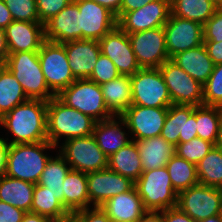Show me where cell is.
Instances as JSON below:
<instances>
[{
	"instance_id": "obj_1",
	"label": "cell",
	"mask_w": 222,
	"mask_h": 222,
	"mask_svg": "<svg viewBox=\"0 0 222 222\" xmlns=\"http://www.w3.org/2000/svg\"><path fill=\"white\" fill-rule=\"evenodd\" d=\"M0 125L13 136L0 137L8 145L47 141V101L28 99L0 118Z\"/></svg>"
},
{
	"instance_id": "obj_2",
	"label": "cell",
	"mask_w": 222,
	"mask_h": 222,
	"mask_svg": "<svg viewBox=\"0 0 222 222\" xmlns=\"http://www.w3.org/2000/svg\"><path fill=\"white\" fill-rule=\"evenodd\" d=\"M97 121L77 109L68 107L57 96L47 102V138L54 146L64 141L93 135Z\"/></svg>"
},
{
	"instance_id": "obj_3",
	"label": "cell",
	"mask_w": 222,
	"mask_h": 222,
	"mask_svg": "<svg viewBox=\"0 0 222 222\" xmlns=\"http://www.w3.org/2000/svg\"><path fill=\"white\" fill-rule=\"evenodd\" d=\"M56 149L48 140L37 143L9 145L5 175L37 184L52 155L45 150ZM44 152V153H43Z\"/></svg>"
},
{
	"instance_id": "obj_4",
	"label": "cell",
	"mask_w": 222,
	"mask_h": 222,
	"mask_svg": "<svg viewBox=\"0 0 222 222\" xmlns=\"http://www.w3.org/2000/svg\"><path fill=\"white\" fill-rule=\"evenodd\" d=\"M5 66L21 84L28 99H39L48 102L55 97L47 86L38 51L11 53Z\"/></svg>"
},
{
	"instance_id": "obj_5",
	"label": "cell",
	"mask_w": 222,
	"mask_h": 222,
	"mask_svg": "<svg viewBox=\"0 0 222 222\" xmlns=\"http://www.w3.org/2000/svg\"><path fill=\"white\" fill-rule=\"evenodd\" d=\"M135 187L147 211H163L177 206L178 193L172 186L166 166L143 171Z\"/></svg>"
},
{
	"instance_id": "obj_6",
	"label": "cell",
	"mask_w": 222,
	"mask_h": 222,
	"mask_svg": "<svg viewBox=\"0 0 222 222\" xmlns=\"http://www.w3.org/2000/svg\"><path fill=\"white\" fill-rule=\"evenodd\" d=\"M57 97L68 107L77 109L95 121L114 117L104 102L101 85L89 79H76Z\"/></svg>"
},
{
	"instance_id": "obj_7",
	"label": "cell",
	"mask_w": 222,
	"mask_h": 222,
	"mask_svg": "<svg viewBox=\"0 0 222 222\" xmlns=\"http://www.w3.org/2000/svg\"><path fill=\"white\" fill-rule=\"evenodd\" d=\"M38 56L47 86L55 96L76 80L68 65L67 53L62 43L45 40Z\"/></svg>"
},
{
	"instance_id": "obj_8",
	"label": "cell",
	"mask_w": 222,
	"mask_h": 222,
	"mask_svg": "<svg viewBox=\"0 0 222 222\" xmlns=\"http://www.w3.org/2000/svg\"><path fill=\"white\" fill-rule=\"evenodd\" d=\"M63 142L57 152L64 157L71 169L90 173L108 168V157L98 147L93 135Z\"/></svg>"
},
{
	"instance_id": "obj_9",
	"label": "cell",
	"mask_w": 222,
	"mask_h": 222,
	"mask_svg": "<svg viewBox=\"0 0 222 222\" xmlns=\"http://www.w3.org/2000/svg\"><path fill=\"white\" fill-rule=\"evenodd\" d=\"M133 105L169 107L172 101L159 68H141L130 76Z\"/></svg>"
},
{
	"instance_id": "obj_10",
	"label": "cell",
	"mask_w": 222,
	"mask_h": 222,
	"mask_svg": "<svg viewBox=\"0 0 222 222\" xmlns=\"http://www.w3.org/2000/svg\"><path fill=\"white\" fill-rule=\"evenodd\" d=\"M176 207L197 222L214 215H221L222 188L200 183L193 185L178 193Z\"/></svg>"
},
{
	"instance_id": "obj_11",
	"label": "cell",
	"mask_w": 222,
	"mask_h": 222,
	"mask_svg": "<svg viewBox=\"0 0 222 222\" xmlns=\"http://www.w3.org/2000/svg\"><path fill=\"white\" fill-rule=\"evenodd\" d=\"M159 70L175 105H203V85L193 79L171 59L165 61Z\"/></svg>"
},
{
	"instance_id": "obj_12",
	"label": "cell",
	"mask_w": 222,
	"mask_h": 222,
	"mask_svg": "<svg viewBox=\"0 0 222 222\" xmlns=\"http://www.w3.org/2000/svg\"><path fill=\"white\" fill-rule=\"evenodd\" d=\"M128 37L141 68H159L169 60L163 26L128 34Z\"/></svg>"
},
{
	"instance_id": "obj_13",
	"label": "cell",
	"mask_w": 222,
	"mask_h": 222,
	"mask_svg": "<svg viewBox=\"0 0 222 222\" xmlns=\"http://www.w3.org/2000/svg\"><path fill=\"white\" fill-rule=\"evenodd\" d=\"M167 112L168 107L153 108L131 104L120 117L127 124L130 139L138 141L160 136Z\"/></svg>"
},
{
	"instance_id": "obj_14",
	"label": "cell",
	"mask_w": 222,
	"mask_h": 222,
	"mask_svg": "<svg viewBox=\"0 0 222 222\" xmlns=\"http://www.w3.org/2000/svg\"><path fill=\"white\" fill-rule=\"evenodd\" d=\"M171 14V4L154 0L130 12H120L117 25L127 34L162 27Z\"/></svg>"
},
{
	"instance_id": "obj_15",
	"label": "cell",
	"mask_w": 222,
	"mask_h": 222,
	"mask_svg": "<svg viewBox=\"0 0 222 222\" xmlns=\"http://www.w3.org/2000/svg\"><path fill=\"white\" fill-rule=\"evenodd\" d=\"M166 35V50L171 59L177 53L203 44V25L170 14L163 26Z\"/></svg>"
},
{
	"instance_id": "obj_16",
	"label": "cell",
	"mask_w": 222,
	"mask_h": 222,
	"mask_svg": "<svg viewBox=\"0 0 222 222\" xmlns=\"http://www.w3.org/2000/svg\"><path fill=\"white\" fill-rule=\"evenodd\" d=\"M101 53L110 58L121 75L132 76L141 69L128 34L118 25L99 40Z\"/></svg>"
},
{
	"instance_id": "obj_17",
	"label": "cell",
	"mask_w": 222,
	"mask_h": 222,
	"mask_svg": "<svg viewBox=\"0 0 222 222\" xmlns=\"http://www.w3.org/2000/svg\"><path fill=\"white\" fill-rule=\"evenodd\" d=\"M80 12L82 39L99 41L117 26V17L92 0H73Z\"/></svg>"
},
{
	"instance_id": "obj_18",
	"label": "cell",
	"mask_w": 222,
	"mask_h": 222,
	"mask_svg": "<svg viewBox=\"0 0 222 222\" xmlns=\"http://www.w3.org/2000/svg\"><path fill=\"white\" fill-rule=\"evenodd\" d=\"M89 202L101 207L108 199L131 190L135 183L111 169L87 173Z\"/></svg>"
},
{
	"instance_id": "obj_19",
	"label": "cell",
	"mask_w": 222,
	"mask_h": 222,
	"mask_svg": "<svg viewBox=\"0 0 222 222\" xmlns=\"http://www.w3.org/2000/svg\"><path fill=\"white\" fill-rule=\"evenodd\" d=\"M45 40L65 43L82 39L80 28V12L78 5L72 0L56 16L44 24Z\"/></svg>"
},
{
	"instance_id": "obj_20",
	"label": "cell",
	"mask_w": 222,
	"mask_h": 222,
	"mask_svg": "<svg viewBox=\"0 0 222 222\" xmlns=\"http://www.w3.org/2000/svg\"><path fill=\"white\" fill-rule=\"evenodd\" d=\"M8 53L39 51L45 41L41 22L12 21L5 29Z\"/></svg>"
},
{
	"instance_id": "obj_21",
	"label": "cell",
	"mask_w": 222,
	"mask_h": 222,
	"mask_svg": "<svg viewBox=\"0 0 222 222\" xmlns=\"http://www.w3.org/2000/svg\"><path fill=\"white\" fill-rule=\"evenodd\" d=\"M68 65L76 79H88L101 53L99 41L78 39L63 43Z\"/></svg>"
},
{
	"instance_id": "obj_22",
	"label": "cell",
	"mask_w": 222,
	"mask_h": 222,
	"mask_svg": "<svg viewBox=\"0 0 222 222\" xmlns=\"http://www.w3.org/2000/svg\"><path fill=\"white\" fill-rule=\"evenodd\" d=\"M101 208L111 221L138 222L147 212L137 188L108 199Z\"/></svg>"
},
{
	"instance_id": "obj_23",
	"label": "cell",
	"mask_w": 222,
	"mask_h": 222,
	"mask_svg": "<svg viewBox=\"0 0 222 222\" xmlns=\"http://www.w3.org/2000/svg\"><path fill=\"white\" fill-rule=\"evenodd\" d=\"M124 127L128 129L127 124L120 116L96 122L93 136L98 147L108 158L132 141V139H129V132L126 133Z\"/></svg>"
},
{
	"instance_id": "obj_24",
	"label": "cell",
	"mask_w": 222,
	"mask_h": 222,
	"mask_svg": "<svg viewBox=\"0 0 222 222\" xmlns=\"http://www.w3.org/2000/svg\"><path fill=\"white\" fill-rule=\"evenodd\" d=\"M171 60L202 85L209 79L215 66L204 44L177 53Z\"/></svg>"
},
{
	"instance_id": "obj_25",
	"label": "cell",
	"mask_w": 222,
	"mask_h": 222,
	"mask_svg": "<svg viewBox=\"0 0 222 222\" xmlns=\"http://www.w3.org/2000/svg\"><path fill=\"white\" fill-rule=\"evenodd\" d=\"M138 147L143 171L165 167L175 154L176 146L161 136L135 141Z\"/></svg>"
},
{
	"instance_id": "obj_26",
	"label": "cell",
	"mask_w": 222,
	"mask_h": 222,
	"mask_svg": "<svg viewBox=\"0 0 222 222\" xmlns=\"http://www.w3.org/2000/svg\"><path fill=\"white\" fill-rule=\"evenodd\" d=\"M63 192L64 207L70 214L93 207L89 202L87 173L70 169L64 179Z\"/></svg>"
},
{
	"instance_id": "obj_27",
	"label": "cell",
	"mask_w": 222,
	"mask_h": 222,
	"mask_svg": "<svg viewBox=\"0 0 222 222\" xmlns=\"http://www.w3.org/2000/svg\"><path fill=\"white\" fill-rule=\"evenodd\" d=\"M35 184L10 176L0 177V201L31 212Z\"/></svg>"
},
{
	"instance_id": "obj_28",
	"label": "cell",
	"mask_w": 222,
	"mask_h": 222,
	"mask_svg": "<svg viewBox=\"0 0 222 222\" xmlns=\"http://www.w3.org/2000/svg\"><path fill=\"white\" fill-rule=\"evenodd\" d=\"M104 102L114 116H120L132 102L131 80L128 75H120L101 85Z\"/></svg>"
},
{
	"instance_id": "obj_29",
	"label": "cell",
	"mask_w": 222,
	"mask_h": 222,
	"mask_svg": "<svg viewBox=\"0 0 222 222\" xmlns=\"http://www.w3.org/2000/svg\"><path fill=\"white\" fill-rule=\"evenodd\" d=\"M108 168L134 183L143 172L138 147L135 141L129 142L108 158Z\"/></svg>"
},
{
	"instance_id": "obj_30",
	"label": "cell",
	"mask_w": 222,
	"mask_h": 222,
	"mask_svg": "<svg viewBox=\"0 0 222 222\" xmlns=\"http://www.w3.org/2000/svg\"><path fill=\"white\" fill-rule=\"evenodd\" d=\"M70 166L64 157L58 152L55 157L48 160L45 169L37 184L49 189L55 195V198L64 206L63 183L67 173L70 171Z\"/></svg>"
},
{
	"instance_id": "obj_31",
	"label": "cell",
	"mask_w": 222,
	"mask_h": 222,
	"mask_svg": "<svg viewBox=\"0 0 222 222\" xmlns=\"http://www.w3.org/2000/svg\"><path fill=\"white\" fill-rule=\"evenodd\" d=\"M27 100L28 97L12 72L5 65H0V118Z\"/></svg>"
},
{
	"instance_id": "obj_32",
	"label": "cell",
	"mask_w": 222,
	"mask_h": 222,
	"mask_svg": "<svg viewBox=\"0 0 222 222\" xmlns=\"http://www.w3.org/2000/svg\"><path fill=\"white\" fill-rule=\"evenodd\" d=\"M31 213L43 215L53 220H63L71 217L63 204L46 187L35 184Z\"/></svg>"
},
{
	"instance_id": "obj_33",
	"label": "cell",
	"mask_w": 222,
	"mask_h": 222,
	"mask_svg": "<svg viewBox=\"0 0 222 222\" xmlns=\"http://www.w3.org/2000/svg\"><path fill=\"white\" fill-rule=\"evenodd\" d=\"M211 0H174L171 14L204 25L217 11Z\"/></svg>"
},
{
	"instance_id": "obj_34",
	"label": "cell",
	"mask_w": 222,
	"mask_h": 222,
	"mask_svg": "<svg viewBox=\"0 0 222 222\" xmlns=\"http://www.w3.org/2000/svg\"><path fill=\"white\" fill-rule=\"evenodd\" d=\"M174 190L179 193L198 184L196 165L174 154L166 165Z\"/></svg>"
},
{
	"instance_id": "obj_35",
	"label": "cell",
	"mask_w": 222,
	"mask_h": 222,
	"mask_svg": "<svg viewBox=\"0 0 222 222\" xmlns=\"http://www.w3.org/2000/svg\"><path fill=\"white\" fill-rule=\"evenodd\" d=\"M221 118V107L196 106V131L198 137L215 145Z\"/></svg>"
},
{
	"instance_id": "obj_36",
	"label": "cell",
	"mask_w": 222,
	"mask_h": 222,
	"mask_svg": "<svg viewBox=\"0 0 222 222\" xmlns=\"http://www.w3.org/2000/svg\"><path fill=\"white\" fill-rule=\"evenodd\" d=\"M200 184L222 188V152L214 148L196 165Z\"/></svg>"
},
{
	"instance_id": "obj_37",
	"label": "cell",
	"mask_w": 222,
	"mask_h": 222,
	"mask_svg": "<svg viewBox=\"0 0 222 222\" xmlns=\"http://www.w3.org/2000/svg\"><path fill=\"white\" fill-rule=\"evenodd\" d=\"M184 127L185 105H170L160 136L176 146L178 143H184Z\"/></svg>"
},
{
	"instance_id": "obj_38",
	"label": "cell",
	"mask_w": 222,
	"mask_h": 222,
	"mask_svg": "<svg viewBox=\"0 0 222 222\" xmlns=\"http://www.w3.org/2000/svg\"><path fill=\"white\" fill-rule=\"evenodd\" d=\"M214 146L213 143L196 137L189 142L178 143L175 147V154L197 165Z\"/></svg>"
},
{
	"instance_id": "obj_39",
	"label": "cell",
	"mask_w": 222,
	"mask_h": 222,
	"mask_svg": "<svg viewBox=\"0 0 222 222\" xmlns=\"http://www.w3.org/2000/svg\"><path fill=\"white\" fill-rule=\"evenodd\" d=\"M203 105L222 108V63L214 66L209 79L203 85Z\"/></svg>"
},
{
	"instance_id": "obj_40",
	"label": "cell",
	"mask_w": 222,
	"mask_h": 222,
	"mask_svg": "<svg viewBox=\"0 0 222 222\" xmlns=\"http://www.w3.org/2000/svg\"><path fill=\"white\" fill-rule=\"evenodd\" d=\"M14 21L40 22L36 0H4Z\"/></svg>"
},
{
	"instance_id": "obj_41",
	"label": "cell",
	"mask_w": 222,
	"mask_h": 222,
	"mask_svg": "<svg viewBox=\"0 0 222 222\" xmlns=\"http://www.w3.org/2000/svg\"><path fill=\"white\" fill-rule=\"evenodd\" d=\"M120 75L121 74L117 70L113 61L107 56L100 53L98 60L95 63L93 72L88 79L94 81L99 85H102L113 79L118 78Z\"/></svg>"
},
{
	"instance_id": "obj_42",
	"label": "cell",
	"mask_w": 222,
	"mask_h": 222,
	"mask_svg": "<svg viewBox=\"0 0 222 222\" xmlns=\"http://www.w3.org/2000/svg\"><path fill=\"white\" fill-rule=\"evenodd\" d=\"M72 0H36L38 17L45 24L53 16H56Z\"/></svg>"
},
{
	"instance_id": "obj_43",
	"label": "cell",
	"mask_w": 222,
	"mask_h": 222,
	"mask_svg": "<svg viewBox=\"0 0 222 222\" xmlns=\"http://www.w3.org/2000/svg\"><path fill=\"white\" fill-rule=\"evenodd\" d=\"M204 41H222V9H217L203 25Z\"/></svg>"
},
{
	"instance_id": "obj_44",
	"label": "cell",
	"mask_w": 222,
	"mask_h": 222,
	"mask_svg": "<svg viewBox=\"0 0 222 222\" xmlns=\"http://www.w3.org/2000/svg\"><path fill=\"white\" fill-rule=\"evenodd\" d=\"M73 222H111L106 212L98 206L89 207L71 214Z\"/></svg>"
},
{
	"instance_id": "obj_45",
	"label": "cell",
	"mask_w": 222,
	"mask_h": 222,
	"mask_svg": "<svg viewBox=\"0 0 222 222\" xmlns=\"http://www.w3.org/2000/svg\"><path fill=\"white\" fill-rule=\"evenodd\" d=\"M196 128V106L185 105L184 142L198 137Z\"/></svg>"
},
{
	"instance_id": "obj_46",
	"label": "cell",
	"mask_w": 222,
	"mask_h": 222,
	"mask_svg": "<svg viewBox=\"0 0 222 222\" xmlns=\"http://www.w3.org/2000/svg\"><path fill=\"white\" fill-rule=\"evenodd\" d=\"M26 212L0 201V222H21Z\"/></svg>"
},
{
	"instance_id": "obj_47",
	"label": "cell",
	"mask_w": 222,
	"mask_h": 222,
	"mask_svg": "<svg viewBox=\"0 0 222 222\" xmlns=\"http://www.w3.org/2000/svg\"><path fill=\"white\" fill-rule=\"evenodd\" d=\"M163 222H197L178 207L163 210Z\"/></svg>"
},
{
	"instance_id": "obj_48",
	"label": "cell",
	"mask_w": 222,
	"mask_h": 222,
	"mask_svg": "<svg viewBox=\"0 0 222 222\" xmlns=\"http://www.w3.org/2000/svg\"><path fill=\"white\" fill-rule=\"evenodd\" d=\"M203 44L213 63L215 65L222 63V41H204Z\"/></svg>"
},
{
	"instance_id": "obj_49",
	"label": "cell",
	"mask_w": 222,
	"mask_h": 222,
	"mask_svg": "<svg viewBox=\"0 0 222 222\" xmlns=\"http://www.w3.org/2000/svg\"><path fill=\"white\" fill-rule=\"evenodd\" d=\"M154 0H122L120 12H130L139 9Z\"/></svg>"
},
{
	"instance_id": "obj_50",
	"label": "cell",
	"mask_w": 222,
	"mask_h": 222,
	"mask_svg": "<svg viewBox=\"0 0 222 222\" xmlns=\"http://www.w3.org/2000/svg\"><path fill=\"white\" fill-rule=\"evenodd\" d=\"M13 20L12 15L4 0H0V28L5 29Z\"/></svg>"
},
{
	"instance_id": "obj_51",
	"label": "cell",
	"mask_w": 222,
	"mask_h": 222,
	"mask_svg": "<svg viewBox=\"0 0 222 222\" xmlns=\"http://www.w3.org/2000/svg\"><path fill=\"white\" fill-rule=\"evenodd\" d=\"M107 9H109L112 13L118 17L120 15V7L122 4V0H92Z\"/></svg>"
},
{
	"instance_id": "obj_52",
	"label": "cell",
	"mask_w": 222,
	"mask_h": 222,
	"mask_svg": "<svg viewBox=\"0 0 222 222\" xmlns=\"http://www.w3.org/2000/svg\"><path fill=\"white\" fill-rule=\"evenodd\" d=\"M9 145L0 139V177L5 175Z\"/></svg>"
},
{
	"instance_id": "obj_53",
	"label": "cell",
	"mask_w": 222,
	"mask_h": 222,
	"mask_svg": "<svg viewBox=\"0 0 222 222\" xmlns=\"http://www.w3.org/2000/svg\"><path fill=\"white\" fill-rule=\"evenodd\" d=\"M8 56L9 53L5 37V31L3 28H0V65H5Z\"/></svg>"
},
{
	"instance_id": "obj_54",
	"label": "cell",
	"mask_w": 222,
	"mask_h": 222,
	"mask_svg": "<svg viewBox=\"0 0 222 222\" xmlns=\"http://www.w3.org/2000/svg\"><path fill=\"white\" fill-rule=\"evenodd\" d=\"M138 222H163V211H147Z\"/></svg>"
},
{
	"instance_id": "obj_55",
	"label": "cell",
	"mask_w": 222,
	"mask_h": 222,
	"mask_svg": "<svg viewBox=\"0 0 222 222\" xmlns=\"http://www.w3.org/2000/svg\"><path fill=\"white\" fill-rule=\"evenodd\" d=\"M54 220L35 213L26 212L21 222H53Z\"/></svg>"
},
{
	"instance_id": "obj_56",
	"label": "cell",
	"mask_w": 222,
	"mask_h": 222,
	"mask_svg": "<svg viewBox=\"0 0 222 222\" xmlns=\"http://www.w3.org/2000/svg\"><path fill=\"white\" fill-rule=\"evenodd\" d=\"M215 147L222 152V118L219 125L218 136H217V141L215 143Z\"/></svg>"
},
{
	"instance_id": "obj_57",
	"label": "cell",
	"mask_w": 222,
	"mask_h": 222,
	"mask_svg": "<svg viewBox=\"0 0 222 222\" xmlns=\"http://www.w3.org/2000/svg\"><path fill=\"white\" fill-rule=\"evenodd\" d=\"M201 222H222V215H214L211 217L206 218Z\"/></svg>"
},
{
	"instance_id": "obj_58",
	"label": "cell",
	"mask_w": 222,
	"mask_h": 222,
	"mask_svg": "<svg viewBox=\"0 0 222 222\" xmlns=\"http://www.w3.org/2000/svg\"><path fill=\"white\" fill-rule=\"evenodd\" d=\"M211 2H212L218 9H222V0H211Z\"/></svg>"
},
{
	"instance_id": "obj_59",
	"label": "cell",
	"mask_w": 222,
	"mask_h": 222,
	"mask_svg": "<svg viewBox=\"0 0 222 222\" xmlns=\"http://www.w3.org/2000/svg\"><path fill=\"white\" fill-rule=\"evenodd\" d=\"M53 222H67V218L63 220H54Z\"/></svg>"
},
{
	"instance_id": "obj_60",
	"label": "cell",
	"mask_w": 222,
	"mask_h": 222,
	"mask_svg": "<svg viewBox=\"0 0 222 222\" xmlns=\"http://www.w3.org/2000/svg\"><path fill=\"white\" fill-rule=\"evenodd\" d=\"M166 2H168L169 4H172L174 0H164Z\"/></svg>"
},
{
	"instance_id": "obj_61",
	"label": "cell",
	"mask_w": 222,
	"mask_h": 222,
	"mask_svg": "<svg viewBox=\"0 0 222 222\" xmlns=\"http://www.w3.org/2000/svg\"><path fill=\"white\" fill-rule=\"evenodd\" d=\"M67 222H73L72 219H71V217H68V218H67Z\"/></svg>"
}]
</instances>
